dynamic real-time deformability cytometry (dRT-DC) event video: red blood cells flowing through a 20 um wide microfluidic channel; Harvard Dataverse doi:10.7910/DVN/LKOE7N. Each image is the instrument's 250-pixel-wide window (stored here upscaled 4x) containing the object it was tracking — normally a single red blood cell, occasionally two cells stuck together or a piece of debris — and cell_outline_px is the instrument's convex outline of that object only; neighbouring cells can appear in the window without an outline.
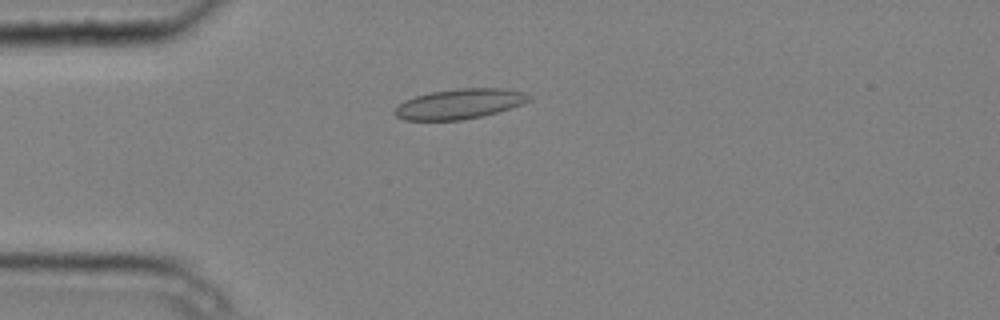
{"species": "common noctule bat (a hibernating species)", "species_latin": "Nyctalus noctula", "temperature_condition": "cold", "stored_images_in_passage": 4, "camera_frame_rate_fps": 3000, "um_per_image_px": 0.085, "animal": {"sex": "male", "body_mass_g": 20.4}, "frame": {"image": 1, "passage_image": 4, "time_ms": 1.0, "image_size_px": [1000, 320], "cell_outline_px": [[532, 96], [528, 100], [520, 104], [496, 112], [480, 116], [460, 120], [404, 120], [396, 116], [392, 112], [404, 100], [416, 96], [432, 92], [456, 88], [504, 88], [524, 92]], "centroid_in_image_um": [39.02, 8.82], "position_along_channel_um": 46.0, "area_um2": 23.24}}